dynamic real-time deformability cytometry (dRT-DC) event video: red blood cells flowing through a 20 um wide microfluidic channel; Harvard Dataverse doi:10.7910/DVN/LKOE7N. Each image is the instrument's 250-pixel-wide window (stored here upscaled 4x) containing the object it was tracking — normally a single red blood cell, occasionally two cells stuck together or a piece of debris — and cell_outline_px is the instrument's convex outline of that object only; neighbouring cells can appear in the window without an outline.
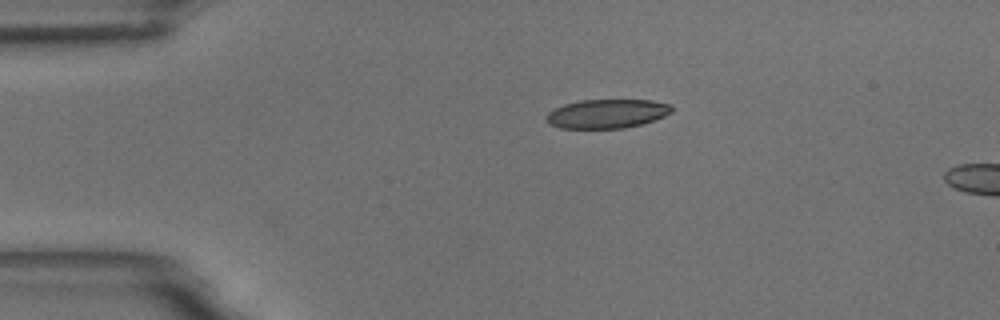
{"species": "common noctule bat (a hibernating species)", "species_latin": "Nyctalus noctula", "temperature_condition": "room temperature", "stored_images_in_passage": 5, "camera_frame_rate_fps": 3000, "um_per_image_px": 0.085, "animal": {"sex": "male", "body_mass_g": 18.8}, "frame": {"image": 1, "passage_image": 1, "time_ms": 0.0, "image_size_px": [1000, 320], "cell_outline_px": [[672, 112], [664, 116], [640, 124], [624, 128], [560, 128], [548, 124], [544, 120], [544, 116], [548, 112], [564, 104], [580, 100], [652, 100], [672, 104]], "centroid_in_image_um": [51.55, 9.66], "position_along_channel_um": 33.4, "area_um2": 21.27}}